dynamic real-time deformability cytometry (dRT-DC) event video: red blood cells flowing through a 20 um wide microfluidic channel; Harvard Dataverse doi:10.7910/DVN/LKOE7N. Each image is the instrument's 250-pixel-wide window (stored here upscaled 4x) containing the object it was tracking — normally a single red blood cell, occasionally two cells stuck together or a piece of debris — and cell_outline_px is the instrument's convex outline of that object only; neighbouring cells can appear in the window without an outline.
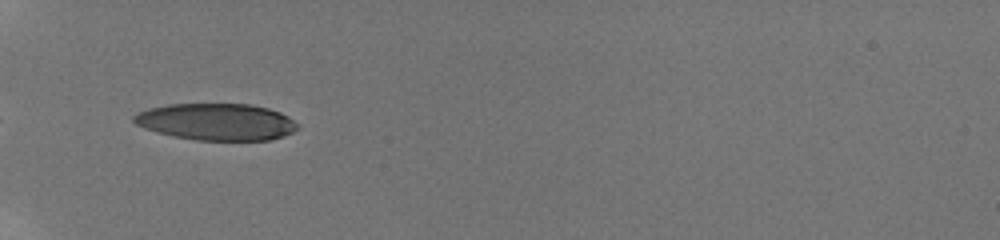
{"species": "human", "species_latin": "Homo sapiens", "temperature_condition": "room temperature", "stored_images_in_passage": 3, "camera_frame_rate_fps": 3000, "um_per_image_px": 0.085, "donor": {"sex": "male"}, "frame": {"image": 1, "passage_image": 1, "time_ms": 0.0, "image_size_px": [1000, 240], "cell_outline_px": [[300, 128], [292, 132], [268, 140], [196, 140], [176, 136], [144, 128], [136, 124], [132, 120], [132, 116], [148, 108], [168, 104], [252, 104], [268, 108], [280, 112], [288, 116], [300, 124]], "centroid_in_image_um": [18.43, 10.34], "position_along_channel_um": 66.6, "area_um2": 35.03}}